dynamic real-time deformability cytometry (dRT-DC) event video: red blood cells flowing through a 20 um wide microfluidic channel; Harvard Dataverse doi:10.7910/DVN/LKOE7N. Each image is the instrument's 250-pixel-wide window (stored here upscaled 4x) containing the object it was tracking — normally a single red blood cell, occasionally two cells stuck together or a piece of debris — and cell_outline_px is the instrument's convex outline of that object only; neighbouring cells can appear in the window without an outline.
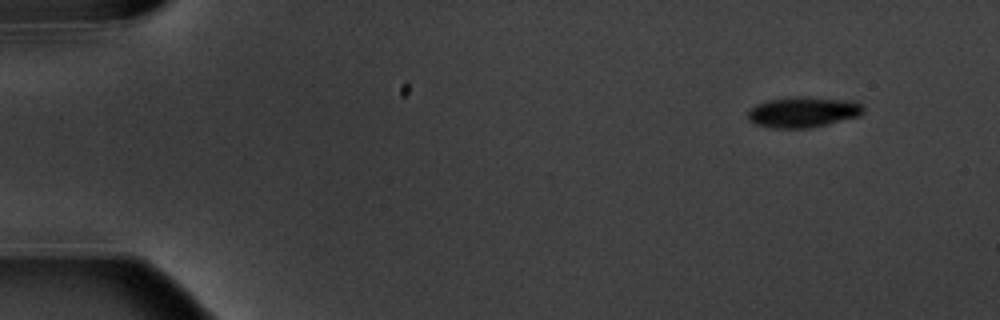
{"species": "common noctule bat (a hibernating species)", "species_latin": "Nyctalus noctula", "temperature_condition": "warm", "stored_images_in_passage": 12, "camera_frame_rate_fps": 3000, "um_per_image_px": 0.085, "animal": {"sex": "male", "body_mass_g": 20.1, "forearm_length_mm": 53.5}, "frame": {"image": 1, "passage_image": 1, "time_ms": 0.0, "image_size_px": [1000, 320], "cell_outline_px": [[864, 112], [860, 116], [808, 128], [772, 128], [756, 124], [748, 120], [748, 112], [756, 104], [768, 100], [796, 96], [800, 96], [852, 100], [860, 104], [864, 108]], "centroid_in_image_um": [68.27, 9.52], "position_along_channel_um": 16.7, "area_um2": 20.58}}
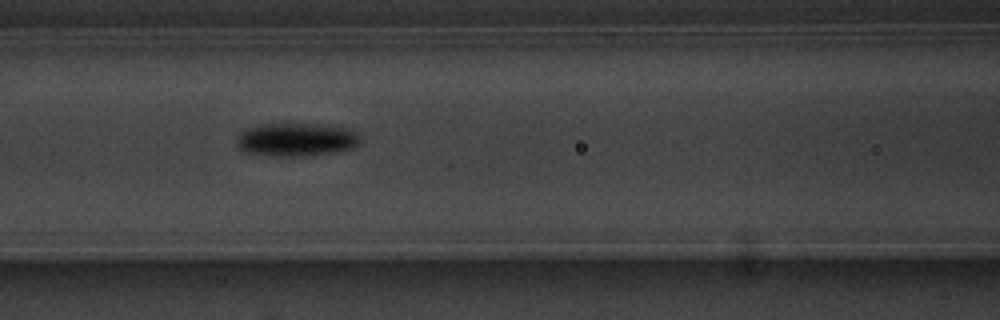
{"frame": {"image": 2, "passage_image": 6, "time_ms": 6.667, "image_size_px": [1000, 320], "cell_outline_px": [[360, 140], [352, 148], [336, 152], [304, 156], [280, 156], [248, 152], [240, 148], [236, 144], [236, 136], [244, 128], [260, 124], [324, 124], [352, 128], [360, 136]], "centroid_in_image_um": [25.2, 11.84], "position_along_channel_um": 141.4, "area_um2": 24.16}}
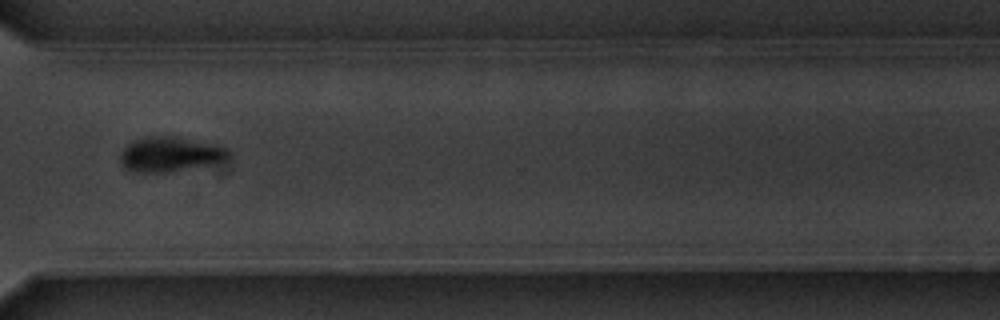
{"frame": {"image": 3, "passage_image": 11, "time_ms": 12.667, "image_size_px": [1000, 320], "cell_outline_px": [[228, 156], [220, 160], [172, 172], [136, 172], [124, 168], [120, 160], [120, 152], [128, 144], [136, 140], [152, 136], [164, 136], [220, 144], [228, 148]], "centroid_in_image_um": [14.4, 13.11], "position_along_channel_um": 356.2, "area_um2": 21.33}, "authors_computed_cell_mechanics": {"area_um2": 21.5883, "velocity_mm_per_s": 3.5858, "shape_relaxation_time_tau1_ms": 1.3115, "shape_relaxation_time_tau2_ms": null, "deformation_change_tau1": 0.0936, "deformation_change_tau2": null}}